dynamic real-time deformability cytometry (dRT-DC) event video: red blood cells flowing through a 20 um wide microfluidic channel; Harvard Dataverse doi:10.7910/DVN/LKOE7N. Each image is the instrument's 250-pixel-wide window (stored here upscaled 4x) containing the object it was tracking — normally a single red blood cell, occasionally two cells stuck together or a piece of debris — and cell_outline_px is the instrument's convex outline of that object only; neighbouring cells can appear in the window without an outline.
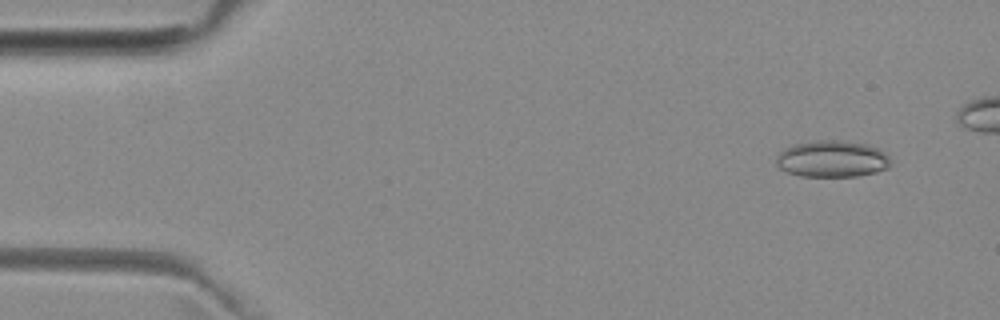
{"species": "common noctule bat (a hibernating species)", "species_latin": "Nyctalus noctula", "temperature_condition": "room temperature", "stored_images_in_passage": 4, "camera_frame_rate_fps": 3000, "um_per_image_px": 0.085, "animal": {"sex": "female", "body_mass_g": 29.2, "forearm_length_mm": 56.3}, "frame": {"image": 1, "passage_image": 1, "time_ms": 0.0, "image_size_px": [1000, 320], "cell_outline_px": [[888, 168], [876, 172], [856, 176], [800, 176], [788, 172], [780, 168], [776, 164], [776, 156], [784, 148], [792, 144], [816, 140], [836, 140], [868, 144], [884, 152], [888, 156]], "centroid_in_image_um": [70.68, 13.5], "position_along_channel_um": 14.3, "area_um2": 24.33}}